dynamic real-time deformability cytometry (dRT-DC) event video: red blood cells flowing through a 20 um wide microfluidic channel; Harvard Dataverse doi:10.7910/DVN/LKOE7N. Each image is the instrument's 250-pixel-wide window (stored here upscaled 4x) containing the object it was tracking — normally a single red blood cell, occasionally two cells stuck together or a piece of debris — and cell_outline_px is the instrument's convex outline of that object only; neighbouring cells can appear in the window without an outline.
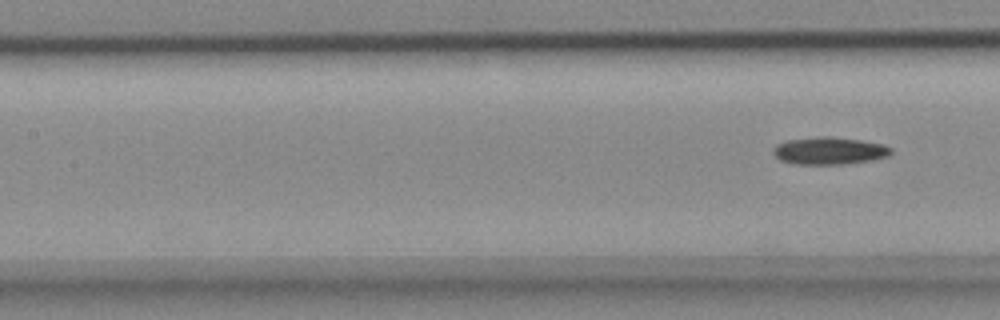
{"species": "common noctule bat (a hibernating species)", "species_latin": "Nyctalus noctula", "temperature_condition": "cold", "stored_images_in_passage": 8, "segment_of_instrument_passage": [2, 2], "camera_frame_rate_fps": 3000, "um_per_image_px": 0.085, "animal": {"sex": "female", "body_mass_g": 18.4}, "frame": {"image": 1, "passage_image": 8, "time_ms": 2.333, "image_size_px": [1000, 320], "cell_outline_px": [[892, 152], [888, 156], [872, 160], [840, 164], [792, 164], [780, 160], [772, 152], [772, 148], [776, 144], [788, 140], [816, 136], [832, 136], [860, 140], [884, 144], [892, 148]], "centroid_in_image_um": [70.47, 12.81], "position_along_channel_um": 136.9, "area_um2": 18.96}}